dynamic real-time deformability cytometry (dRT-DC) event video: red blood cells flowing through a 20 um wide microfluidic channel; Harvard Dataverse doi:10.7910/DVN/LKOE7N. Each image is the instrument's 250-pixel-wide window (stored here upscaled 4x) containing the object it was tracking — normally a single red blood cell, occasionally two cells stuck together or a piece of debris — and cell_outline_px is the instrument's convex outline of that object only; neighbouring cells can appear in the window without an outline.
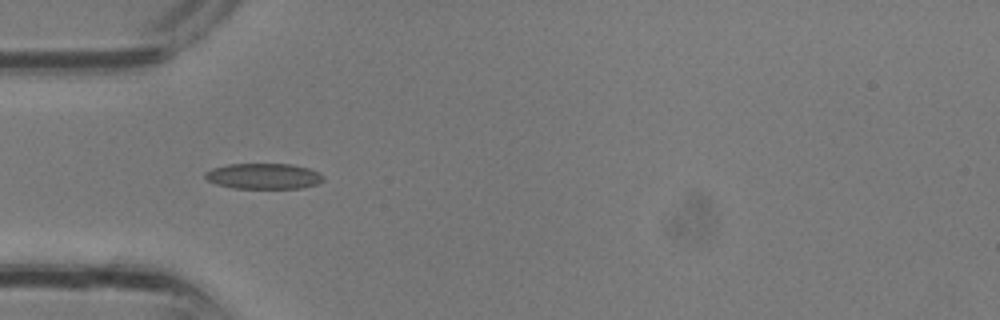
{"species": "common noctule bat (a hibernating species)", "species_latin": "Nyctalus noctula", "temperature_condition": "room temperature", "stored_images_in_passage": 3, "camera_frame_rate_fps": 3000, "um_per_image_px": 0.085, "animal": {"sex": "male", "body_mass_g": 13.3}, "frame": {"image": 1, "passage_image": 3, "time_ms": 0.667, "image_size_px": [1000, 320], "cell_outline_px": [[324, 180], [316, 184], [300, 188], [232, 188], [216, 184], [208, 180], [204, 176], [204, 172], [212, 168], [228, 164], [292, 164], [308, 168], [320, 172], [324, 176]], "centroid_in_image_um": [22.41, 14.97], "position_along_channel_um": 62.6, "area_um2": 17.74}}